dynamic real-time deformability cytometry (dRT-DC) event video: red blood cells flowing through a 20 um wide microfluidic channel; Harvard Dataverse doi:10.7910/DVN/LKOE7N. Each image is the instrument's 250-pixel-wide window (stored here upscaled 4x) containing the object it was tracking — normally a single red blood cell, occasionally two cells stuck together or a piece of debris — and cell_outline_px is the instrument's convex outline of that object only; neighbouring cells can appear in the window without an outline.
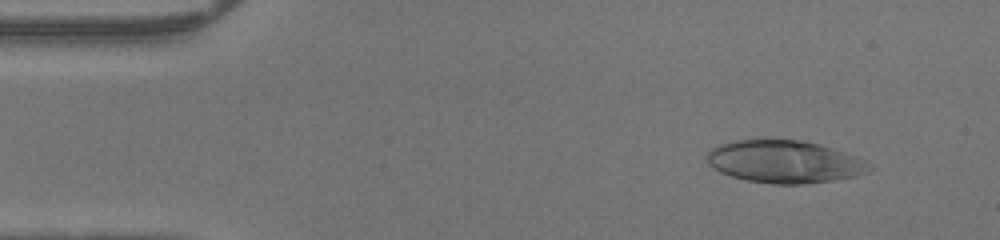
{"species": "human", "species_latin": "Homo sapiens", "temperature_condition": "warm", "stored_images_in_passage": 47, "camera_frame_rate_fps": 3000, "um_per_image_px": 0.085, "donor": {"sex": "male"}, "frame": {"image": 1, "passage_image": 5, "time_ms": 1.333, "image_size_px": [1000, 240], "cell_outline_px": [[872, 168], [868, 172], [856, 176], [832, 180], [804, 184], [772, 184], [748, 180], [732, 176], [720, 172], [708, 164], [708, 152], [712, 148], [720, 144], [732, 140], [800, 140], [820, 144], [844, 152], [872, 164]], "centroid_in_image_um": [66.69, 13.75], "position_along_channel_um": 18.3, "area_um2": 40.0}}
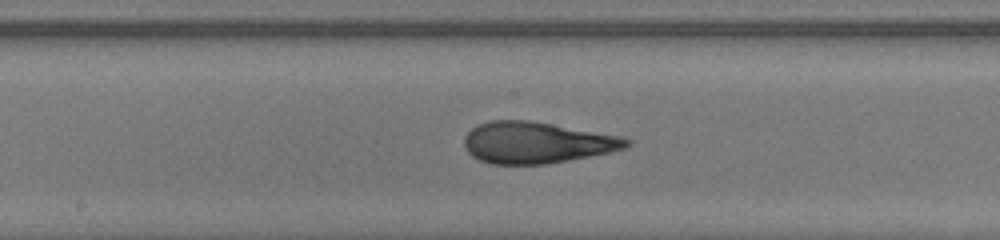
{"frame": {"image": 2, "passage_image": 24, "time_ms": 7.667, "image_size_px": [1000, 240], "cell_outline_px": [[632, 144], [624, 148], [612, 152], [568, 160], [544, 164], [492, 164], [480, 160], [472, 156], [464, 148], [464, 136], [472, 128], [488, 120], [528, 120], [552, 124], [620, 136], [632, 140]], "centroid_in_image_um": [45.6, 12.12], "position_along_channel_um": 202.6, "area_um2": 39.07}}
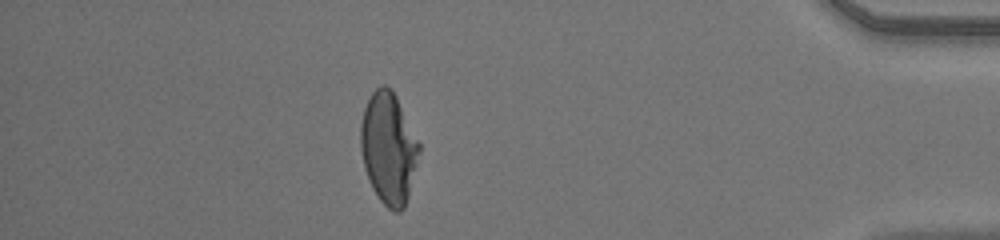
{"frame": {"image": 3, "passage_image": 41, "time_ms": 13.333, "image_size_px": [1000, 240], "cell_outline_px": [[420, 152], [408, 196], [404, 208], [400, 212], [396, 212], [388, 208], [380, 200], [372, 188], [368, 180], [364, 168], [360, 148], [360, 124], [364, 108], [372, 92], [380, 84], [384, 84], [392, 88], [420, 144]], "centroid_in_image_um": [33.01, 12.58], "position_along_channel_um": 402.2, "area_um2": 38.09}}